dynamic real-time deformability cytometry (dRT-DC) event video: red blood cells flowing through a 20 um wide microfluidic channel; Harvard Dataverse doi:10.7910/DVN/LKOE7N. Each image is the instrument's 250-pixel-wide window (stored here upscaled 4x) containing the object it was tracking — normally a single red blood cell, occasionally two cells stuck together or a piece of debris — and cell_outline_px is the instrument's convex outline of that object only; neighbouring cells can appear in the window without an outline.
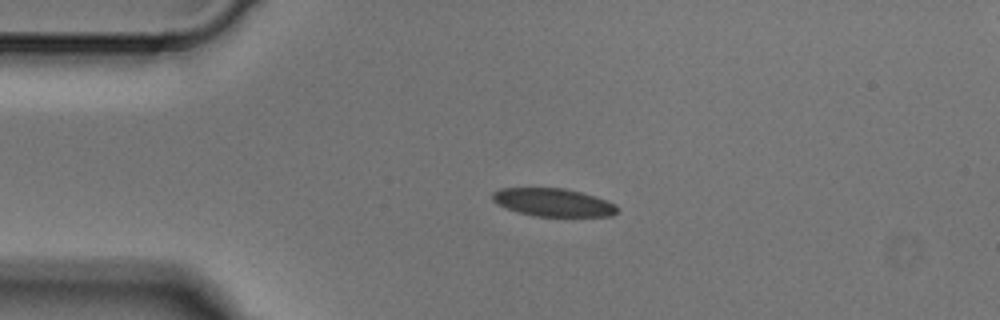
{"species": "Egyptian fruit bat (a non-hibernating species)", "species_latin": "Rousettus aegyptiacus", "temperature_condition": "cold", "stored_images_in_passage": 6, "camera_frame_rate_fps": 3000, "um_per_image_px": 0.085, "animal": {"sex": "male"}, "frame": {"image": 1, "passage_image": 3, "time_ms": 0.667, "image_size_px": [1000, 320], "cell_outline_px": [[616, 212], [612, 216], [536, 216], [520, 212], [508, 208], [492, 200], [492, 192], [500, 188], [564, 188], [596, 196], [608, 200], [616, 204]], "centroid_in_image_um": [47.04, 17.19], "position_along_channel_um": 38.0, "area_um2": 20.17}}
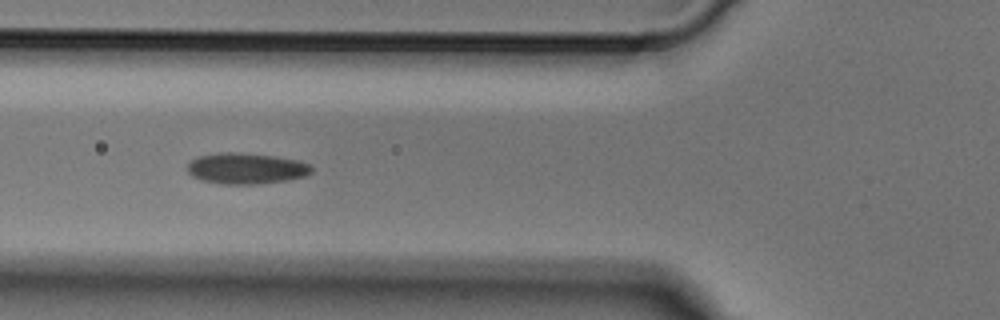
{"frame": {"image": 2, "passage_image": 5, "time_ms": 1.333, "image_size_px": [1000, 320], "cell_outline_px": [[312, 172], [308, 176], [288, 180], [260, 184], [224, 184], [200, 180], [192, 176], [188, 172], [188, 164], [196, 156], [220, 152], [240, 152], [276, 156], [300, 160], [312, 164]], "centroid_in_image_um": [20.97, 14.31], "position_along_channel_um": 104.8, "area_um2": 22.89}}
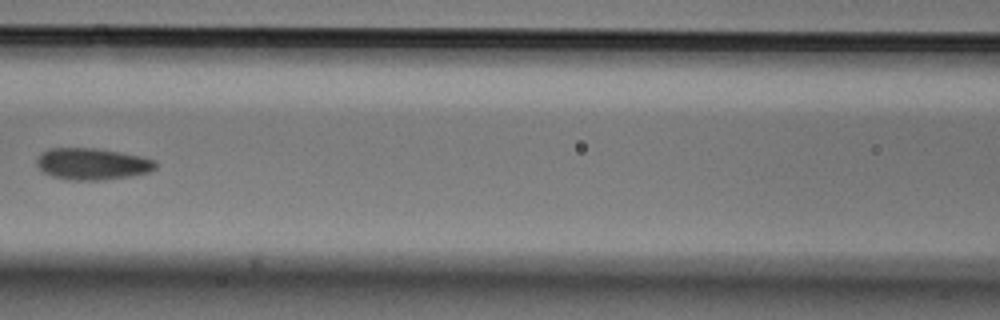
{"frame": {"image": 3, "passage_image": 6, "time_ms": 1.667, "image_size_px": [1000, 320], "cell_outline_px": [[156, 168], [148, 172], [128, 176], [104, 180], [64, 180], [52, 176], [44, 172], [36, 164], [36, 160], [40, 152], [48, 148], [96, 148], [120, 152], [140, 156], [156, 160]], "centroid_in_image_um": [7.8, 13.93], "position_along_channel_um": 158.8, "area_um2": 22.02}}